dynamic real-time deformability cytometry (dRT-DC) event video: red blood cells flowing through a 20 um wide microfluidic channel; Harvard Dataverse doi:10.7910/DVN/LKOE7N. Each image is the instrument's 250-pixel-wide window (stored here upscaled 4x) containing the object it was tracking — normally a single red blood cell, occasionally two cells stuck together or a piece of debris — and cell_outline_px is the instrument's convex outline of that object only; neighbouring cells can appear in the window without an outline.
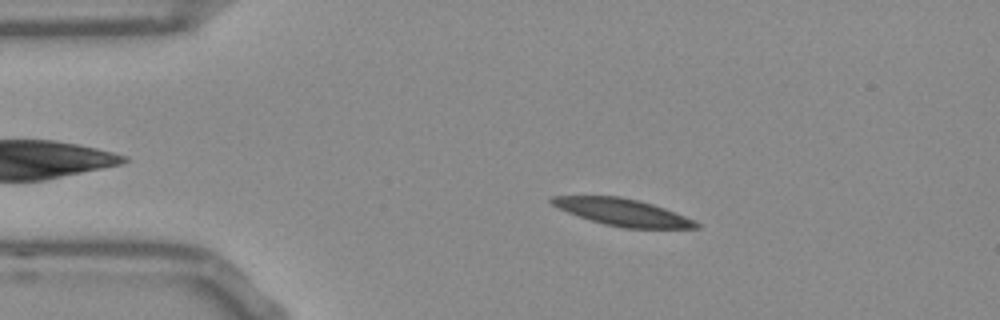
{"species": "Egyptian fruit bat (a non-hibernating species)", "species_latin": "Rousettus aegyptiacus", "temperature_condition": "room temperature", "stored_images_in_passage": 52, "camera_frame_rate_fps": 3000, "um_per_image_px": 0.085, "frame": {"image": 1, "passage_image": 9, "time_ms": 2.667, "image_size_px": [1000, 320], "cell_outline_px": [[700, 228], [624, 228], [604, 224], [568, 212], [552, 204], [548, 200], [552, 196], [620, 196], [640, 200], [664, 208], [696, 220], [700, 224]], "centroid_in_image_um": [52.97, 18.04], "position_along_channel_um": 32.0, "area_um2": 22.54}}
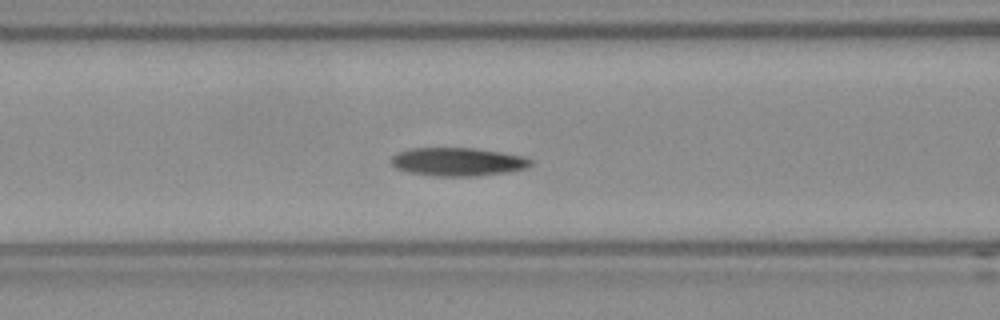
{"frame": {"image": 2, "passage_image": 20, "time_ms": 6.333, "image_size_px": [1000, 320], "cell_outline_px": [[532, 164], [524, 168], [508, 172], [476, 176], [436, 176], [408, 172], [396, 168], [392, 164], [392, 156], [408, 148], [472, 148], [500, 152], [524, 156], [532, 160]], "centroid_in_image_um": [38.91, 13.75], "position_along_channel_um": 127.7, "area_um2": 22.89}}
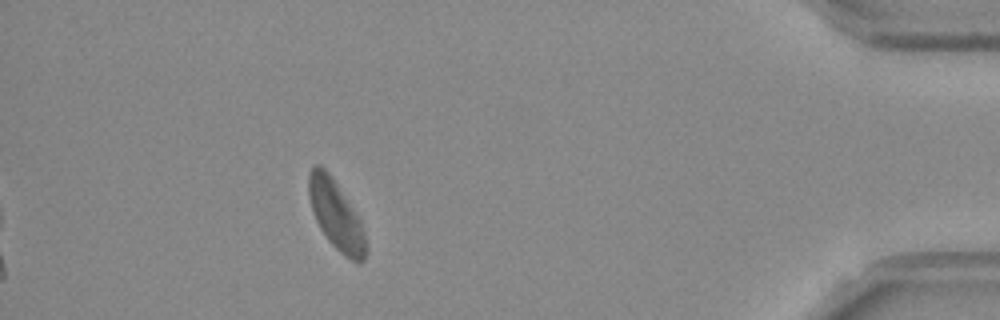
{"frame": {"image": 3, "passage_image": 47, "time_ms": 15.333, "image_size_px": [1000, 320], "cell_outline_px": [[368, 252], [364, 260], [360, 264], [344, 256], [328, 240], [320, 228], [312, 212], [308, 196], [308, 176], [312, 168], [316, 164], [320, 164], [332, 176], [360, 220], [364, 232], [368, 248]], "centroid_in_image_um": [28.57, 18.3], "position_along_channel_um": 406.6, "area_um2": 23.06}, "authors_computed_cell_mechanics": {"area_um2": 22.8599, "velocity_mm_per_s": 3.7328, "shape_relaxation_time_tau1_ms": 3.7621, "shape_relaxation_time_tau2_ms": 2.0459, "deformation_change_tau1": 0.1415, "deformation_change_tau2": 0.0859}}